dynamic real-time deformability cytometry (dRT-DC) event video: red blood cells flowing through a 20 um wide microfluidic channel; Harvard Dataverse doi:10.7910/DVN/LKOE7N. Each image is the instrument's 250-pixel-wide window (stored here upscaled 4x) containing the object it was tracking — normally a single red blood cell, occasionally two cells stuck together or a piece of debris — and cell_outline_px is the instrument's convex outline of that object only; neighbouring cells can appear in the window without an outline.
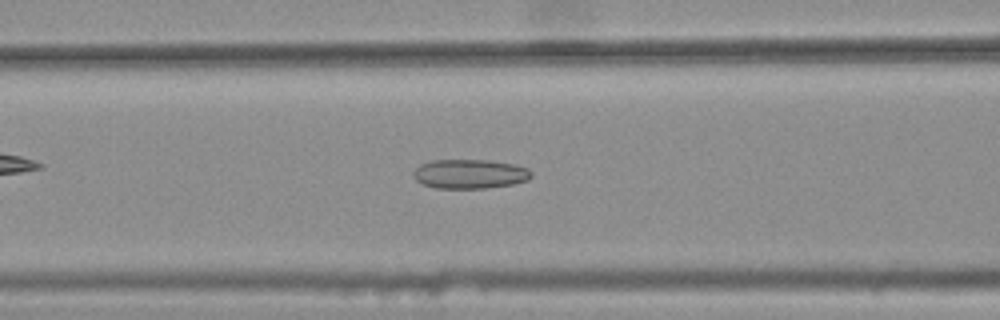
{"species": "common noctule bat (a hibernating species)", "species_latin": "Nyctalus noctula", "temperature_condition": "warm", "stored_images_in_passage": 33, "camera_frame_rate_fps": 3000, "um_per_image_px": 0.085, "animal": {"sex": "female", "body_mass_g": 25.1}, "frame": {"image": 1, "passage_image": 10, "time_ms": 3.0, "image_size_px": [1000, 320], "cell_outline_px": [[532, 176], [528, 180], [512, 184], [484, 188], [436, 188], [424, 184], [416, 180], [416, 168], [420, 164], [432, 160], [488, 160], [516, 164], [528, 168], [532, 172]], "centroid_in_image_um": [39.99, 14.77], "position_along_channel_um": 126.6, "area_um2": 20.0}}
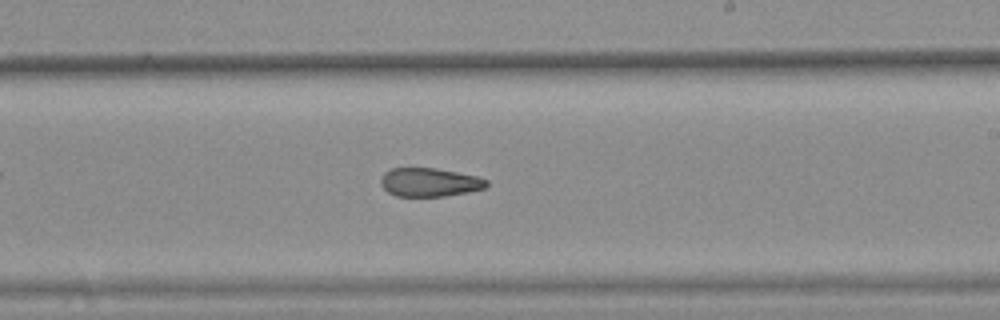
{"frame": {"image": 2, "passage_image": 20, "time_ms": 6.333, "image_size_px": [1000, 320], "cell_outline_px": [[488, 184], [484, 188], [468, 192], [444, 196], [396, 196], [388, 192], [380, 184], [380, 180], [384, 172], [392, 168], [436, 168], [476, 176], [488, 180]], "centroid_in_image_um": [36.49, 15.49], "position_along_channel_um": 252.5, "area_um2": 17.57}}
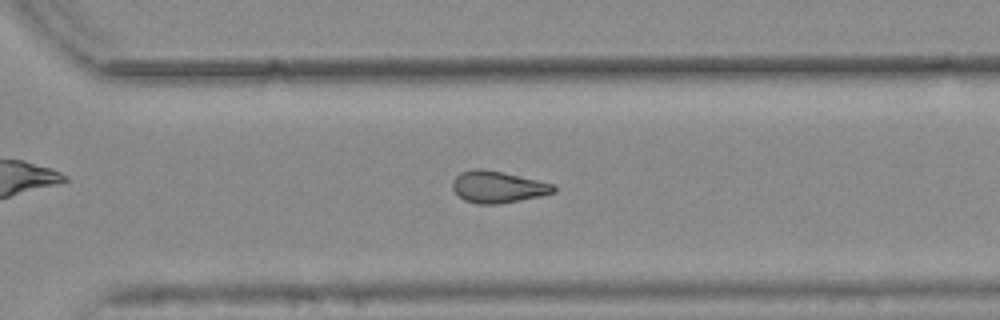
{"frame": {"image": 3, "passage_image": 26, "time_ms": 8.333, "image_size_px": [1000, 320], "cell_outline_px": [[556, 192], [540, 196], [496, 204], [476, 204], [464, 200], [452, 188], [452, 180], [460, 172], [476, 168], [480, 168], [500, 172], [556, 184]], "centroid_in_image_um": [42.31, 15.89], "position_along_channel_um": 328.3, "area_um2": 18.55}, "authors_computed_cell_mechanics": {"area_um2": 18.6116, "velocity_mm_per_s": 3.7875, "shape_relaxation_time_tau1_ms": null, "shape_relaxation_time_tau2_ms": 4.818, "deformation_change_tau1": null, "deformation_change_tau2": 0.1396}}